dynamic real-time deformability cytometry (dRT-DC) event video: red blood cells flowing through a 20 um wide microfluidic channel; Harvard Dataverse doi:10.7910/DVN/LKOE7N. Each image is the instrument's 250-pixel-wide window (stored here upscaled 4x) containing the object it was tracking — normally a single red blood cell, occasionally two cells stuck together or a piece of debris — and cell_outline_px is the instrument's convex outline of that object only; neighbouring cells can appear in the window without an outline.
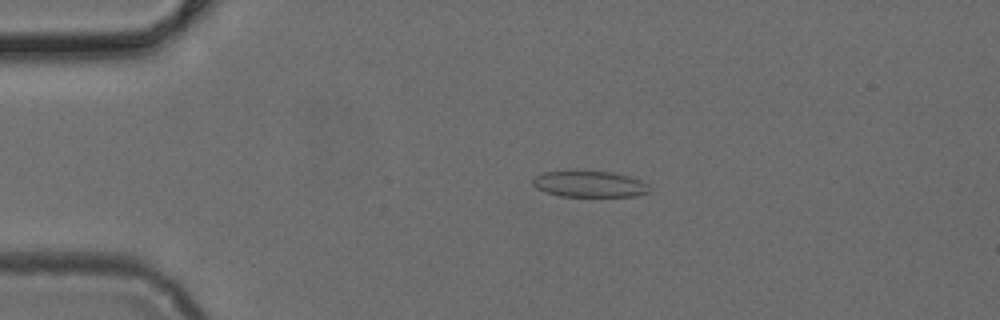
{"species": "common noctule bat (a hibernating species)", "species_latin": "Nyctalus noctula", "temperature_condition": "cold", "stored_images_in_passage": 5, "camera_frame_rate_fps": 3000, "um_per_image_px": 0.085, "animal": {"sex": "female", "body_mass_g": 24.6, "forearm_length_mm": 56.2}, "frame": {"image": 1, "passage_image": 3, "time_ms": 0.667, "image_size_px": [1000, 320], "cell_outline_px": [[648, 192], [636, 196], [560, 196], [536, 188], [532, 184], [532, 180], [536, 176], [544, 172], [612, 172], [628, 176], [640, 180], [648, 184]], "centroid_in_image_um": [50.11, 15.66], "position_along_channel_um": 34.9, "area_um2": 17.34}}